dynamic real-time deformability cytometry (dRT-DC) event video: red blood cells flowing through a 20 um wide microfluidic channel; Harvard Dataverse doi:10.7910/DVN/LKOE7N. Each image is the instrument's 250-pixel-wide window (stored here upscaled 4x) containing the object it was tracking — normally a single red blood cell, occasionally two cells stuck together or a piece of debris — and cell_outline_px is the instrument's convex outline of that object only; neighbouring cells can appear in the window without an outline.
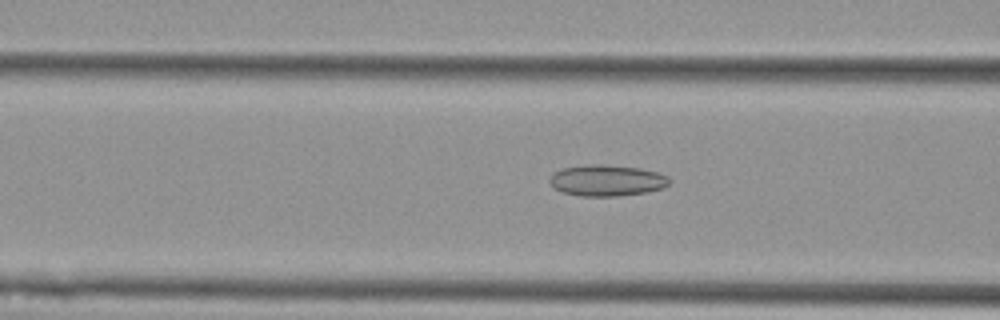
{"species": "Egyptian fruit bat (a non-hibernating species)", "species_latin": "Rousettus aegyptiacus", "temperature_condition": "cold", "stored_images_in_passage": 46, "camera_frame_rate_fps": 3000, "um_per_image_px": 0.085, "animal": {"sex": "female"}, "frame": {"image": 1, "passage_image": 12, "time_ms": 3.667, "image_size_px": [1000, 320], "cell_outline_px": [[672, 180], [664, 188], [644, 192], [616, 196], [580, 196], [564, 192], [556, 188], [548, 180], [552, 172], [564, 168], [592, 164], [604, 164], [640, 168], [660, 172], [668, 176]], "centroid_in_image_um": [51.62, 15.32], "position_along_channel_um": 115.0, "area_um2": 21.79}}
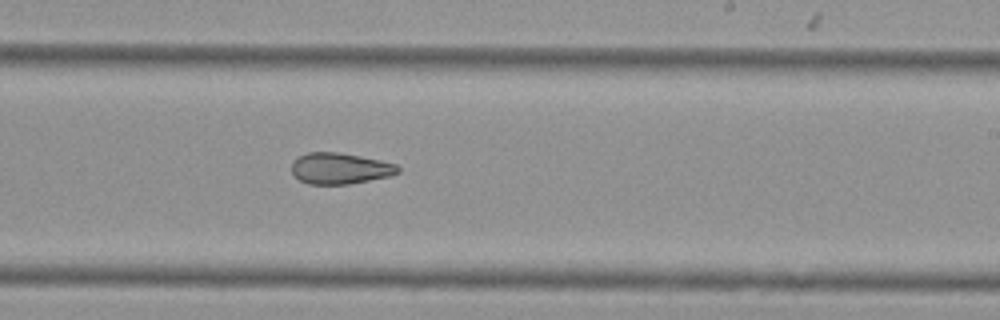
{"frame": {"image": 2, "passage_image": 24, "time_ms": 7.667, "image_size_px": [1000, 320], "cell_outline_px": [[400, 172], [392, 176], [348, 184], [308, 184], [300, 180], [292, 172], [292, 160], [308, 152], [340, 152], [380, 160], [396, 164], [400, 168]], "centroid_in_image_um": [28.92, 14.31], "position_along_channel_um": 260.1, "area_um2": 19.36}}
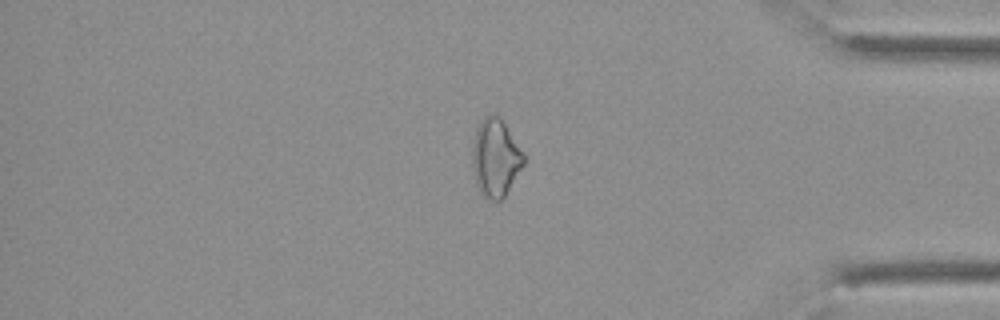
{"frame": {"image": 3, "passage_image": 37, "time_ms": 12.0, "image_size_px": [1000, 320], "cell_outline_px": [[524, 164], [504, 196], [500, 200], [492, 200], [480, 192], [476, 184], [472, 164], [472, 148], [476, 128], [480, 120], [488, 112], [492, 112], [500, 116], [524, 152]], "centroid_in_image_um": [42.11, 13.34], "position_along_channel_um": 393.1, "area_um2": 23.41}, "authors_computed_cell_mechanics": {"area_um2": 21.8195, "velocity_mm_per_s": 3.6382, "shape_relaxation_time_tau1_ms": null, "shape_relaxation_time_tau2_ms": 4.2239, "deformation_change_tau1": null, "deformation_change_tau2": 0.1159}}